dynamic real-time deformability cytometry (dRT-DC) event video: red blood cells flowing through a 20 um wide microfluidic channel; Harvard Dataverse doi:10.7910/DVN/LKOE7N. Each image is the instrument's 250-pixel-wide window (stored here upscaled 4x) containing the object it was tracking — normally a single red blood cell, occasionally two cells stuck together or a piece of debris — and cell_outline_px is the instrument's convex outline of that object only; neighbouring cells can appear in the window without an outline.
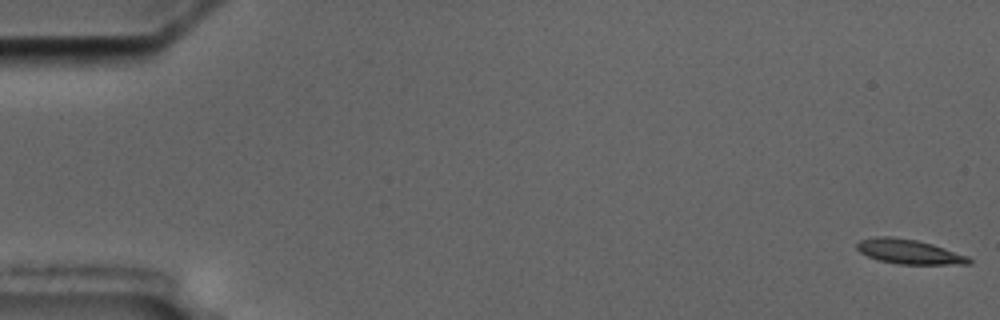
{"species": "common noctule bat (a hibernating species)", "species_latin": "Nyctalus noctula", "temperature_condition": "cold", "stored_images_in_passage": 4, "camera_frame_rate_fps": 3000, "um_per_image_px": 0.085, "animal": {"sex": "male", "body_mass_g": 17.5, "forearm_length_mm": 52.3}, "frame": {"image": 1, "passage_image": 1, "time_ms": 0.0, "image_size_px": [1000, 320], "cell_outline_px": [[972, 264], [900, 264], [880, 260], [868, 256], [860, 252], [856, 248], [856, 244], [860, 240], [876, 236], [892, 236], [916, 240], [932, 244], [968, 256], [972, 260]], "centroid_in_image_um": [77.26, 21.38], "position_along_channel_um": 7.7, "area_um2": 15.95}}
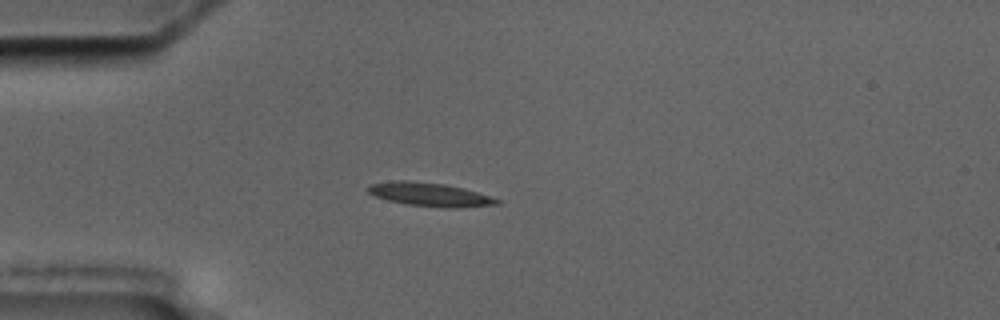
{"frame": {"image": 2, "passage_image": 4, "time_ms": 5.0, "image_size_px": [1000, 320], "cell_outline_px": [[500, 204], [460, 208], [444, 208], [408, 204], [388, 200], [376, 196], [368, 192], [368, 184], [396, 180], [408, 180], [444, 184], [464, 188], [500, 200]], "centroid_in_image_um": [36.53, 16.53], "position_along_channel_um": 48.5, "area_um2": 17.63}}